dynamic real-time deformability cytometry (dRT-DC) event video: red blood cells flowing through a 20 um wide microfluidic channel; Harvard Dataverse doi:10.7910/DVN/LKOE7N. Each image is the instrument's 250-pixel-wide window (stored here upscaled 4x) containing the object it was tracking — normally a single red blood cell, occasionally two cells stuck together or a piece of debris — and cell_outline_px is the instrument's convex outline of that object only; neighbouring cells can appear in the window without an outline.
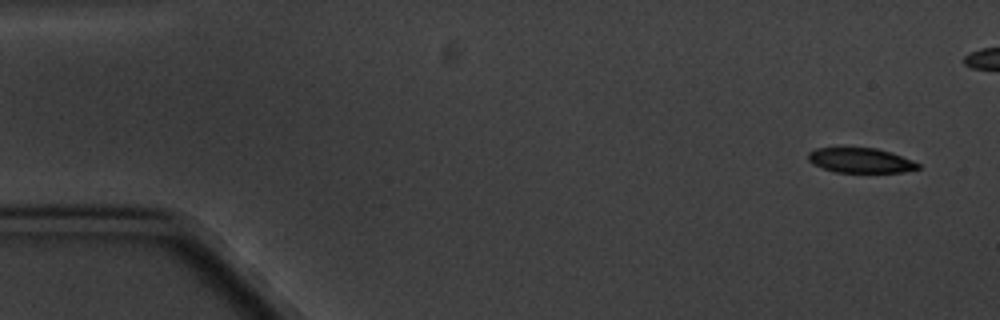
{"species": "common noctule bat (a hibernating species)", "species_latin": "Nyctalus noctula", "temperature_condition": "cold", "stored_images_in_passage": 6, "camera_frame_rate_fps": 3000, "um_per_image_px": 0.085, "animal": {"sex": "male", "body_mass_g": 20.1, "forearm_length_mm": 53.5}, "frame": {"image": 1, "passage_image": 1, "time_ms": 0.0, "image_size_px": [1000, 320], "cell_outline_px": [[920, 168], [904, 172], [836, 172], [812, 164], [808, 160], [808, 152], [816, 148], [876, 148], [892, 152], [912, 160], [920, 164]], "centroid_in_image_um": [73.16, 13.63], "position_along_channel_um": 11.8, "area_um2": 15.9}}